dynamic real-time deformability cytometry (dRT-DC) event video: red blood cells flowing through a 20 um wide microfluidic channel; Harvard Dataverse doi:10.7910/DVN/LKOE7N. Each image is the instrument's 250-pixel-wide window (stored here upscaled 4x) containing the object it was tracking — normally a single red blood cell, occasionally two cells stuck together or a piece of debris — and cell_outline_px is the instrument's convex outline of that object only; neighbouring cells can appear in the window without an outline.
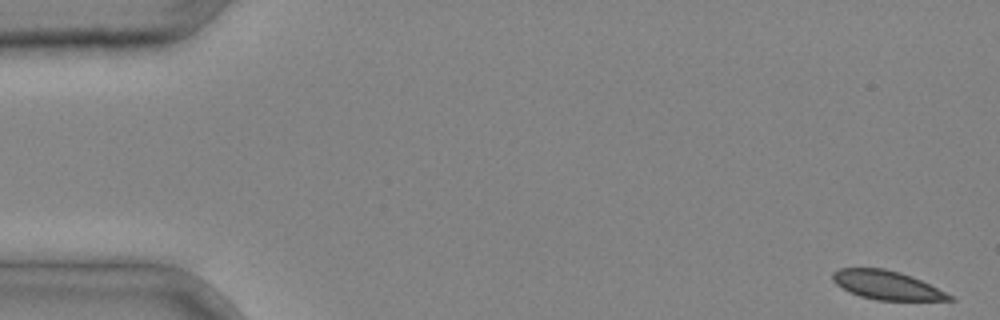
{"species": "common noctule bat (a hibernating species)", "species_latin": "Nyctalus noctula", "temperature_condition": "cold", "stored_images_in_passage": 4, "camera_frame_rate_fps": 3000, "um_per_image_px": 0.085, "animal": {"sex": "male", "body_mass_g": 20.4}, "frame": {"image": 1, "passage_image": 1, "time_ms": 0.0, "image_size_px": [1000, 320], "cell_outline_px": [[956, 300], [876, 300], [860, 296], [836, 284], [832, 280], [832, 272], [840, 268], [884, 268], [900, 272], [912, 276], [952, 296]], "centroid_in_image_um": [75.34, 24.22], "position_along_channel_um": 9.7, "area_um2": 19.25}}
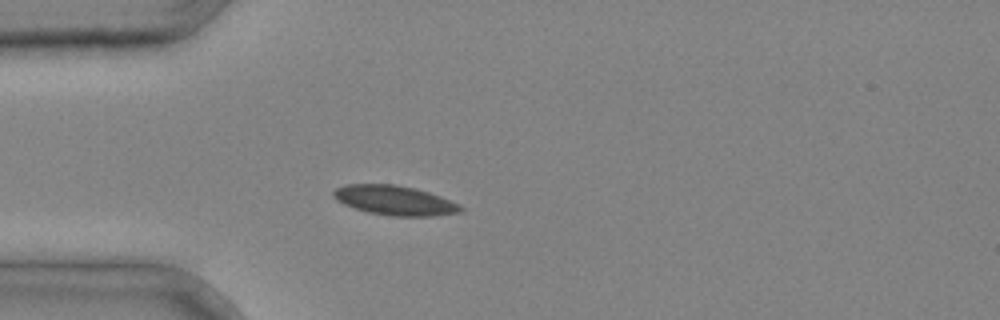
{"frame": {"image": 2, "passage_image": 4, "time_ms": 1.0, "image_size_px": [1000, 320], "cell_outline_px": [[464, 208], [460, 212], [432, 216], [392, 216], [368, 212], [344, 204], [336, 200], [332, 196], [332, 192], [336, 188], [344, 184], [396, 184], [416, 188], [440, 196], [460, 204]], "centroid_in_image_um": [33.54, 17.02], "position_along_channel_um": 51.5, "area_um2": 21.96}}